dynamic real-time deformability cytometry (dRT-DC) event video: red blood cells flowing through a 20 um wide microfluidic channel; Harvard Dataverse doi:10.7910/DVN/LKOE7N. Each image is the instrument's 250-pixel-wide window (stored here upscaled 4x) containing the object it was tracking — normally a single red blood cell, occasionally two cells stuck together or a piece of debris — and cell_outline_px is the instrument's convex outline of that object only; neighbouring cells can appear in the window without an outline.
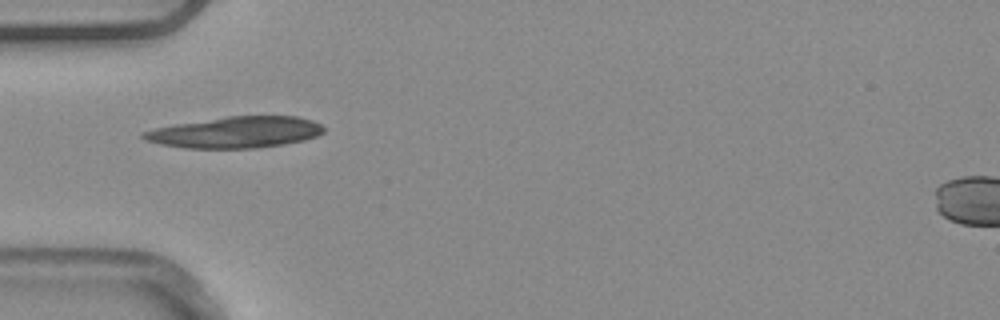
{"species": "common noctule bat (a hibernating species)", "species_latin": "Nyctalus noctula", "temperature_condition": "warm", "stored_images_in_passage": 36, "camera_frame_rate_fps": 3000, "um_per_image_px": 0.085, "animal": {"sex": "male", "body_mass_g": 20.4}, "frame": {"image": 1, "passage_image": 1, "time_ms": 0.0, "image_size_px": [1000, 320], "cell_outline_px": [[324, 132], [316, 136], [304, 140], [284, 144], [256, 148], [184, 148], [160, 144], [144, 140], [140, 136], [140, 132], [156, 128], [176, 124], [228, 116], [296, 116], [312, 120], [320, 124], [324, 128]], "centroid_in_image_um": [20.01, 11.25], "position_along_channel_um": 65.0, "area_um2": 32.83}}
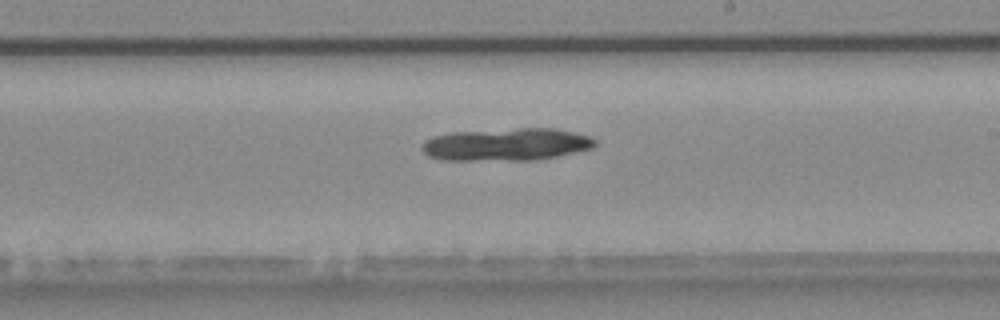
{"frame": {"image": 2, "passage_image": 15, "time_ms": 4.667, "image_size_px": [1000, 320], "cell_outline_px": [[596, 144], [592, 148], [556, 156], [536, 160], [440, 160], [428, 156], [420, 148], [424, 140], [432, 136], [452, 132], [520, 128], [556, 128], [588, 136], [596, 140]], "centroid_in_image_um": [42.99, 12.28], "position_along_channel_um": 246.0, "area_um2": 32.89}}
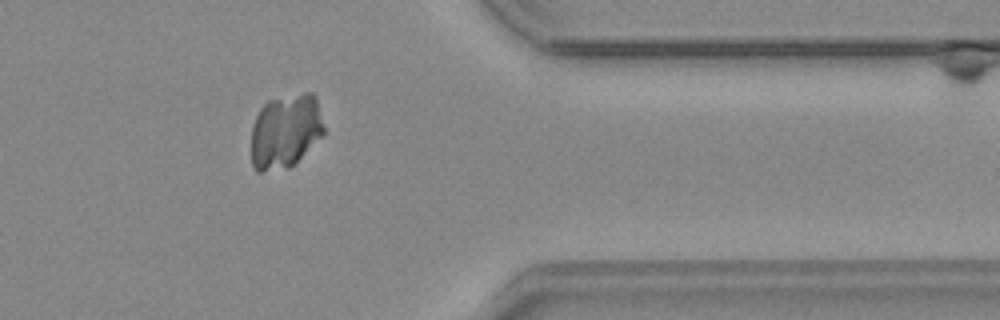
{"frame": {"image": 3, "passage_image": 27, "time_ms": 8.667, "image_size_px": [1000, 320], "cell_outline_px": [[324, 132], [288, 168], [260, 172], [256, 172], [252, 164], [252, 124], [260, 108], [268, 100], [304, 92], [312, 92], [316, 96], [324, 124]], "centroid_in_image_um": [24.24, 11.11], "position_along_channel_um": 387.2, "area_um2": 31.15}}